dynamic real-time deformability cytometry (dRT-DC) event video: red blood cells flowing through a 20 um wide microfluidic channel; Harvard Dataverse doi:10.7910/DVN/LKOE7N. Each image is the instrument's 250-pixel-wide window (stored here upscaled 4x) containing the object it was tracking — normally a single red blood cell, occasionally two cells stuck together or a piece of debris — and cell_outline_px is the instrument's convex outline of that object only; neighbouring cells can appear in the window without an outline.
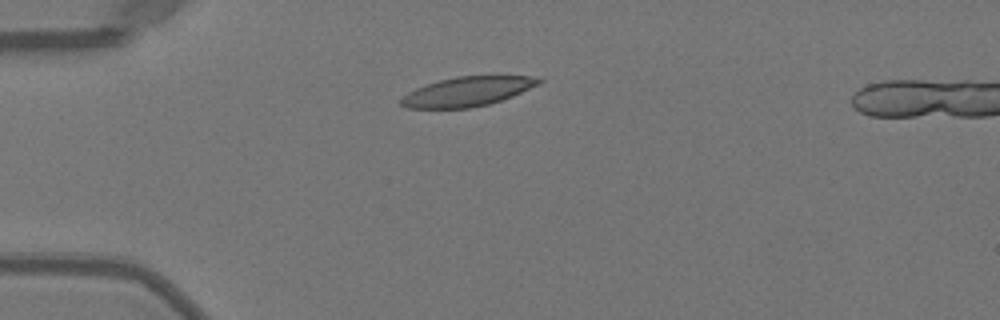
{"species": "Egyptian fruit bat (a non-hibernating species)", "species_latin": "Rousettus aegyptiacus", "temperature_condition": "warm", "stored_images_in_passage": 40, "segment_of_instrument_passage": [1, 2], "camera_frame_rate_fps": 3000, "um_per_image_px": 0.085, "animal": {"sex": "female"}, "frame": {"image": 1, "passage_image": 1, "time_ms": 0.0, "image_size_px": [1000, 320], "cell_outline_px": [[544, 80], [540, 84], [512, 96], [488, 104], [468, 108], [408, 108], [400, 104], [396, 100], [408, 92], [416, 88], [440, 80], [456, 76], [536, 76]], "centroid_in_image_um": [39.71, 7.78], "position_along_channel_um": 45.3, "area_um2": 23.58}}
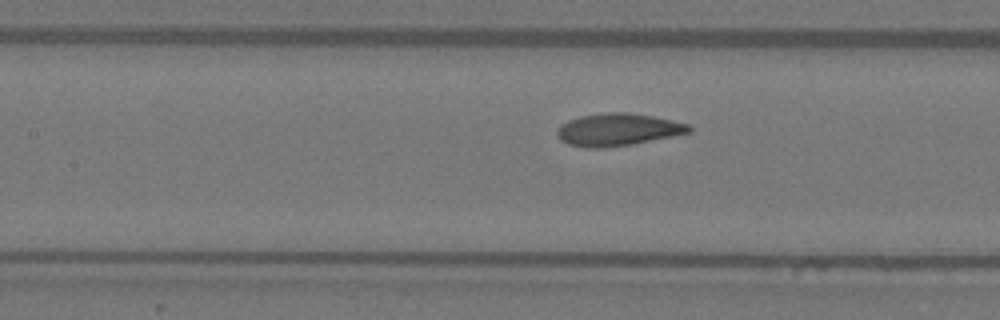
{"frame": {"image": 2, "passage_image": 11, "time_ms": 3.333, "image_size_px": [1000, 320], "cell_outline_px": [[692, 132], [632, 144], [604, 148], [588, 148], [568, 144], [560, 140], [556, 132], [560, 124], [568, 120], [580, 116], [608, 112], [628, 112], [652, 116], [672, 120], [688, 124], [692, 128]], "centroid_in_image_um": [52.5, 11.02], "position_along_channel_um": 154.9, "area_um2": 24.91}}
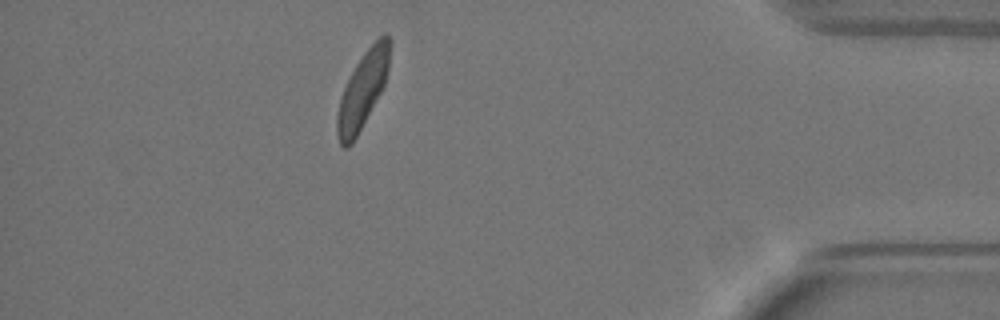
{"frame": {"image": 3, "passage_image": 33, "time_ms": 10.667, "image_size_px": [1000, 320], "cell_outline_px": [[388, 68], [384, 84], [380, 92], [352, 144], [348, 148], [344, 148], [340, 144], [336, 132], [336, 116], [340, 100], [344, 88], [356, 64], [364, 52], [384, 32], [388, 32]], "centroid_in_image_um": [30.78, 7.71], "position_along_channel_um": 404.4, "area_um2": 22.54}}